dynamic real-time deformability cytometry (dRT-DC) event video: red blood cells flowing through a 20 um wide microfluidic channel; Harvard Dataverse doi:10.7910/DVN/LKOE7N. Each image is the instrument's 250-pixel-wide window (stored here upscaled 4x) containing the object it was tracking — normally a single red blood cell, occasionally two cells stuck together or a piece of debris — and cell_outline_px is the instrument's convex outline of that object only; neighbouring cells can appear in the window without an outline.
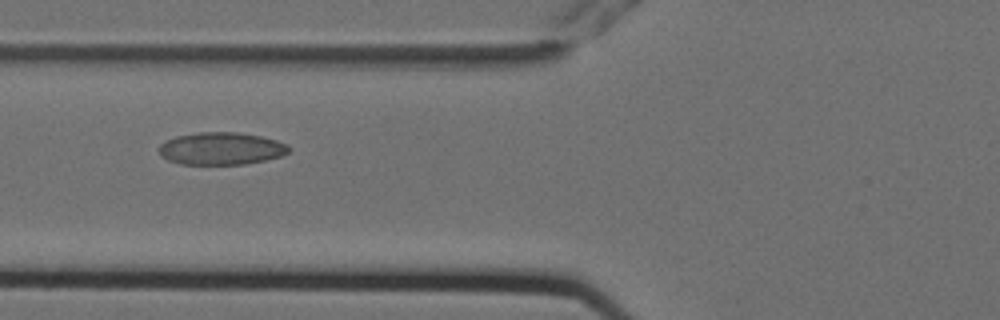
{"species": "Egyptian fruit bat (a non-hibernating species)", "species_latin": "Rousettus aegyptiacus", "temperature_condition": "cold", "stored_images_in_passage": 3, "camera_frame_rate_fps": 3000, "um_per_image_px": 0.085, "animal": {"sex": "female"}, "frame": {"image": 1, "passage_image": 2, "time_ms": 0.333, "image_size_px": [1000, 320], "cell_outline_px": [[292, 148], [288, 152], [280, 156], [264, 160], [244, 164], [180, 164], [168, 160], [160, 156], [160, 144], [164, 140], [176, 136], [200, 132], [236, 132], [260, 136], [276, 140], [288, 144]], "centroid_in_image_um": [18.79, 12.62], "position_along_channel_um": 107.0, "area_um2": 24.57}}
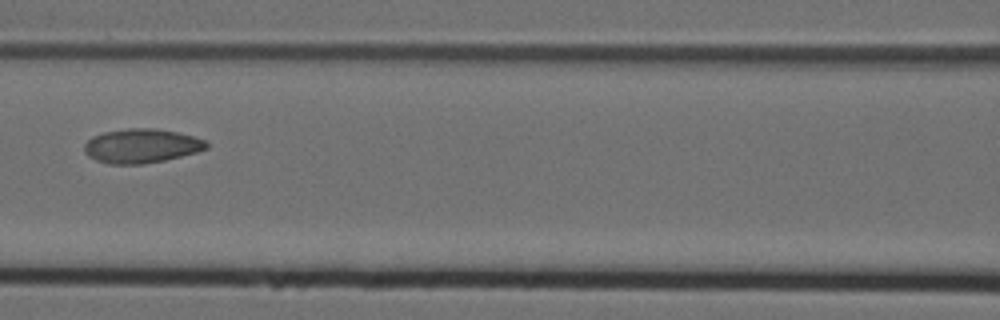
{"frame": {"image": 2, "passage_image": 3, "time_ms": 0.667, "image_size_px": [1000, 320], "cell_outline_px": [[208, 148], [196, 152], [164, 160], [140, 164], [108, 164], [96, 160], [88, 156], [84, 152], [84, 144], [92, 136], [104, 132], [128, 128], [156, 128], [176, 132], [192, 136], [204, 140], [208, 144]], "centroid_in_image_um": [11.98, 12.4], "position_along_channel_um": 154.6, "area_um2": 24.22}}